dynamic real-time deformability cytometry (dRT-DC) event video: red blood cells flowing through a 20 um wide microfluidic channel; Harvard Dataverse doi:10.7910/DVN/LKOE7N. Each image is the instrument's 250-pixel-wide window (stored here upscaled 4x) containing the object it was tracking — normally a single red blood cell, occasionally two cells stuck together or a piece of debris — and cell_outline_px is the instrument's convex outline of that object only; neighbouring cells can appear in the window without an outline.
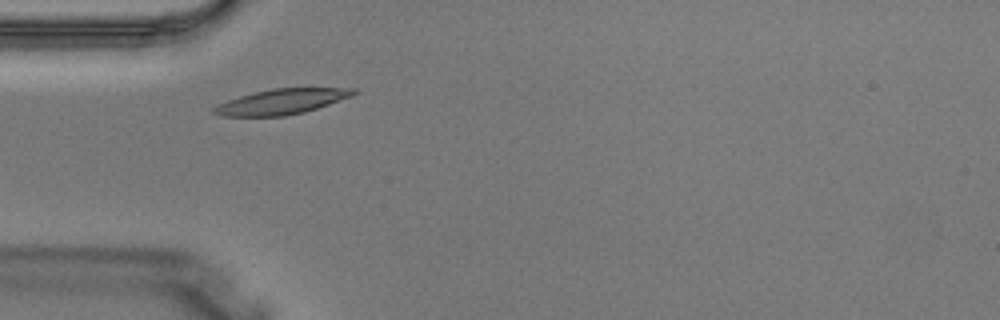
{"species": "Egyptian fruit bat (a non-hibernating species)", "species_latin": "Rousettus aegyptiacus", "temperature_condition": "warm", "stored_images_in_passage": 1, "camera_frame_rate_fps": 3000, "um_per_image_px": 0.085, "animal": {"sex": "male"}, "frame": {"image": 1, "passage_image": 1, "time_ms": 0.0, "image_size_px": [1000, 320], "cell_outline_px": [[360, 92], [352, 96], [304, 112], [284, 116], [224, 116], [212, 112], [212, 108], [228, 100], [240, 96], [272, 88], [356, 88]], "centroid_in_image_um": [23.98, 8.63], "position_along_channel_um": 61.0, "area_um2": 20.35}}